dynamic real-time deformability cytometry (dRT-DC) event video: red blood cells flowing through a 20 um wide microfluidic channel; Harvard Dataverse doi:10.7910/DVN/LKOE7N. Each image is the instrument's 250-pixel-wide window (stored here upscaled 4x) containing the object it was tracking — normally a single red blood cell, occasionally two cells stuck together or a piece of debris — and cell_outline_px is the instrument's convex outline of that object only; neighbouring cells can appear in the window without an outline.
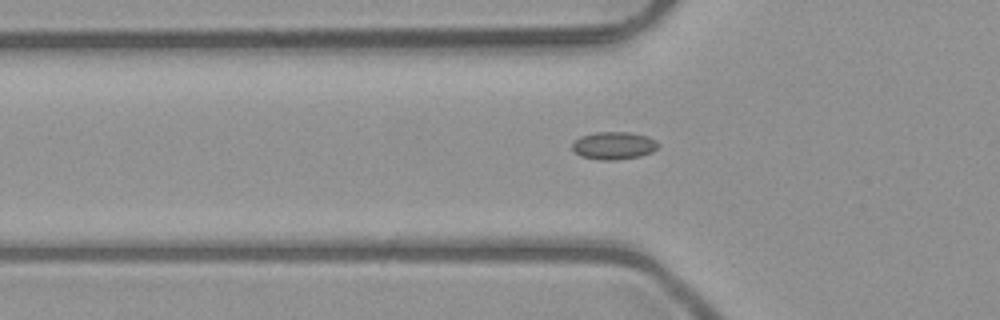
{"species": "common noctule bat (a hibernating species)", "species_latin": "Nyctalus noctula", "temperature_condition": "room temperature", "stored_images_in_passage": 44, "camera_frame_rate_fps": 3000, "um_per_image_px": 0.085, "animal": {"sex": "male", "body_mass_g": 23.1, "forearm_length_mm": 52.7}, "frame": {"image": 1, "passage_image": 10, "time_ms": 3.0, "image_size_px": [1000, 320], "cell_outline_px": [[660, 144], [652, 152], [640, 156], [616, 160], [600, 160], [580, 156], [572, 152], [572, 144], [580, 136], [596, 132], [632, 132], [648, 136], [656, 140]], "centroid_in_image_um": [52.17, 12.37], "position_along_channel_um": 73.6, "area_um2": 14.05}}
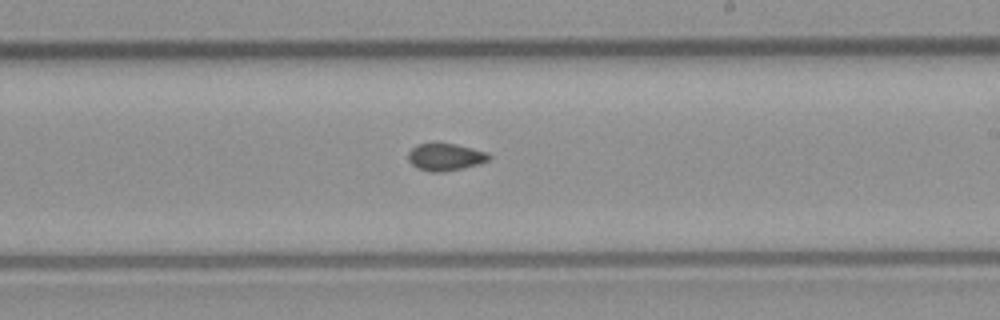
{"frame": {"image": 2, "passage_image": 23, "time_ms": 7.333, "image_size_px": [1000, 320], "cell_outline_px": [[492, 156], [488, 160], [464, 168], [444, 172], [432, 172], [416, 168], [408, 160], [408, 152], [416, 144], [436, 140], [456, 144], [488, 152]], "centroid_in_image_um": [37.81, 13.3], "position_along_channel_um": 251.2, "area_um2": 13.35}}
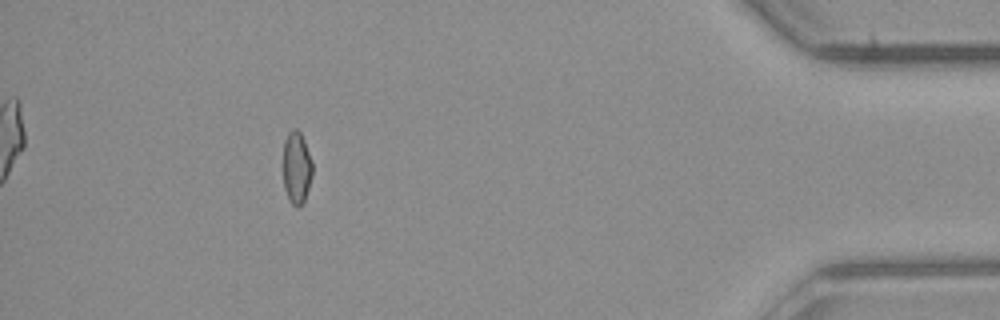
{"frame": {"image": 3, "passage_image": 39, "time_ms": 12.667, "image_size_px": [1000, 320], "cell_outline_px": [[312, 176], [304, 200], [300, 208], [296, 208], [292, 204], [284, 188], [284, 140], [288, 132], [292, 128], [296, 128], [300, 132], [304, 140], [312, 160]], "centroid_in_image_um": [25.22, 14.24], "position_along_channel_um": 410.0, "area_um2": 12.31}, "authors_computed_cell_mechanics": {"area_um2": 12.9761, "velocity_mm_per_s": 4.0694, "shape_relaxation_time_tau1_ms": null, "shape_relaxation_time_tau2_ms": 2.4465, "deformation_change_tau1": null, "deformation_change_tau2": 0.0621}}